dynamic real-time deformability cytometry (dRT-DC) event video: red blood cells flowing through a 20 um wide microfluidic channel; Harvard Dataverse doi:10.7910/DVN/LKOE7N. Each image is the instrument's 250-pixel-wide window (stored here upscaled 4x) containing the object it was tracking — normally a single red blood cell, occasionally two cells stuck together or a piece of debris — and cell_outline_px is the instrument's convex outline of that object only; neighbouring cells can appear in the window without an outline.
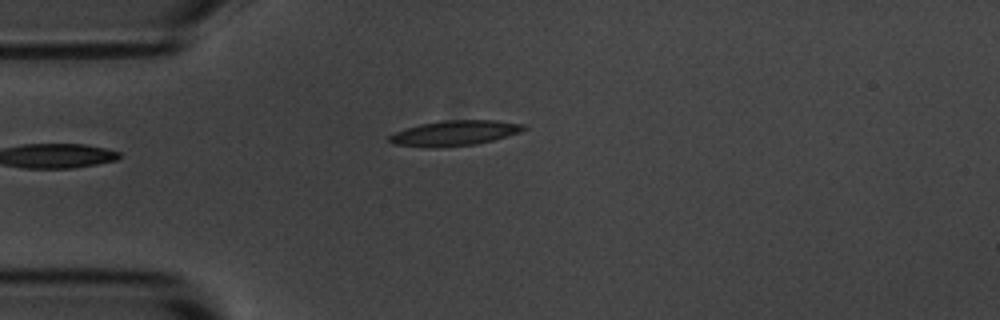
{"species": "common noctule bat (a hibernating species)", "species_latin": "Nyctalus noctula", "temperature_condition": "room temperature", "stored_images_in_passage": 1, "camera_frame_rate_fps": 3000, "um_per_image_px": 0.085, "animal": {"sex": "male", "body_mass_g": 20.1, "forearm_length_mm": 53.5}, "frame": {"image": 1, "passage_image": 1, "time_ms": 0.0, "image_size_px": [1000, 320], "cell_outline_px": [[528, 128], [520, 132], [492, 140], [476, 144], [392, 144], [388, 140], [388, 136], [396, 132], [420, 124], [448, 120], [496, 120], [524, 124]], "centroid_in_image_um": [38.77, 11.24], "position_along_channel_um": 46.2, "area_um2": 18.38}}